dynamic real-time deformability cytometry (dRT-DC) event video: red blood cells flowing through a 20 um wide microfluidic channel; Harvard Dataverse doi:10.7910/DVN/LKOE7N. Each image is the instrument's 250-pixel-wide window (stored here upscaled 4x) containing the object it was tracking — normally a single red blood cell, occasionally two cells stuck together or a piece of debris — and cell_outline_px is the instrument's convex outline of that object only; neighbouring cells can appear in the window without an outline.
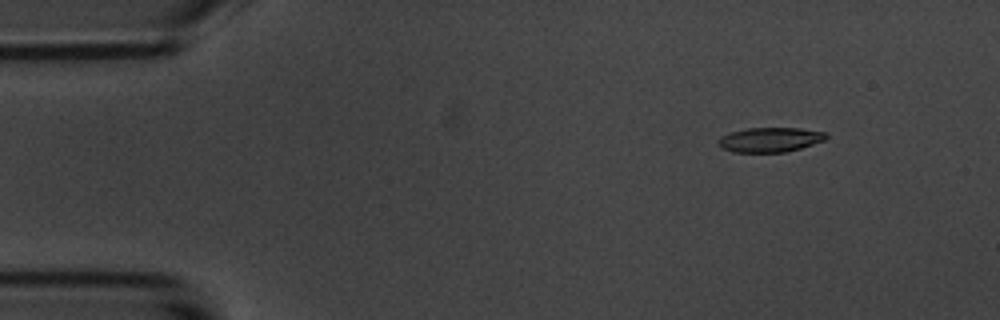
{"species": "common noctule bat (a hibernating species)", "species_latin": "Nyctalus noctula", "temperature_condition": "room temperature", "stored_images_in_passage": 5, "segment_of_instrument_passage": [2, 2], "camera_frame_rate_fps": 3000, "um_per_image_px": 0.085, "animal": {"sex": "male", "body_mass_g": 20.1, "forearm_length_mm": 53.5}, "frame": {"image": 1, "passage_image": 5, "time_ms": 5.0, "image_size_px": [1000, 320], "cell_outline_px": [[828, 136], [824, 140], [800, 148], [784, 152], [732, 152], [720, 148], [716, 144], [716, 140], [720, 136], [732, 132], [748, 128], [800, 128], [824, 132]], "centroid_in_image_um": [65.38, 11.88], "position_along_channel_um": 19.6, "area_um2": 15.49}}